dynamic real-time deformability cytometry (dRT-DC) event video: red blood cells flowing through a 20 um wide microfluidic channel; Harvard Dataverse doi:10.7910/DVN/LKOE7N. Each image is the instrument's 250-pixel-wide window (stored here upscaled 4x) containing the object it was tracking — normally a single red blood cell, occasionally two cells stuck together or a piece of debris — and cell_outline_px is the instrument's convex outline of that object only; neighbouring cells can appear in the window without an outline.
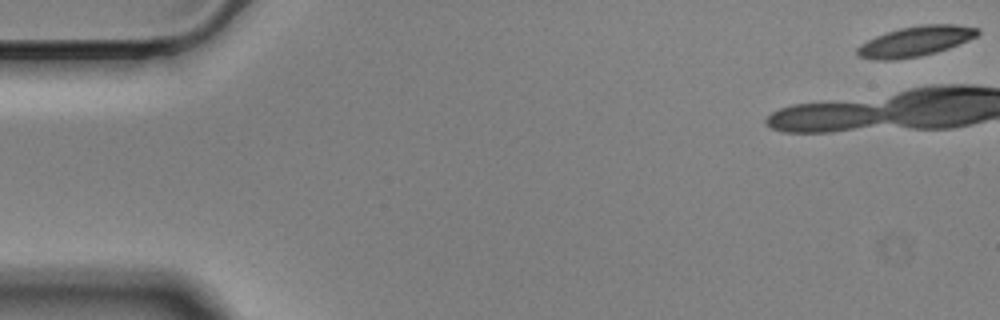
{"species": "Egyptian fruit bat (a non-hibernating species)", "species_latin": "Rousettus aegyptiacus", "temperature_condition": "cold", "stored_images_in_passage": 12, "camera_frame_rate_fps": 3000, "um_per_image_px": 0.085, "animal": {"sex": "male"}, "frame": {"image": 1, "passage_image": 1, "time_ms": 0.0, "image_size_px": [1000, 320], "cell_outline_px": [[980, 32], [976, 36], [968, 40], [948, 48], [936, 52], [920, 56], [888, 60], [876, 60], [860, 56], [856, 52], [856, 48], [860, 44], [876, 36], [900, 28], [920, 24], [956, 24], [980, 28]], "centroid_in_image_um": [77.83, 3.49], "position_along_channel_um": 7.2, "area_um2": 20.98}}